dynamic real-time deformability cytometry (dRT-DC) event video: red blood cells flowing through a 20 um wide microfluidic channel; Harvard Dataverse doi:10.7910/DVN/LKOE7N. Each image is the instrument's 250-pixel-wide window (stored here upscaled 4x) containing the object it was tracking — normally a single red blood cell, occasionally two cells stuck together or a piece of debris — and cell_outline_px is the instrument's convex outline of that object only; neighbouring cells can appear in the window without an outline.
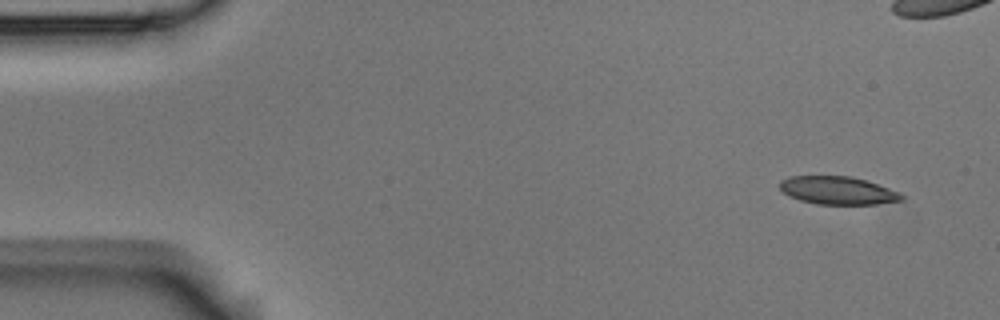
{"species": "Egyptian fruit bat (a non-hibernating species)", "species_latin": "Rousettus aegyptiacus", "temperature_condition": "room temperature", "stored_images_in_passage": 15, "camera_frame_rate_fps": 3000, "um_per_image_px": 0.085, "animal": {"sex": "male"}, "frame": {"image": 1, "passage_image": 1, "time_ms": 0.0, "image_size_px": [1000, 320], "cell_outline_px": [[904, 200], [876, 204], [816, 204], [800, 200], [788, 196], [780, 188], [780, 180], [788, 176], [852, 176], [900, 192], [904, 196]], "centroid_in_image_um": [71.19, 16.19], "position_along_channel_um": 13.8, "area_um2": 19.83}}